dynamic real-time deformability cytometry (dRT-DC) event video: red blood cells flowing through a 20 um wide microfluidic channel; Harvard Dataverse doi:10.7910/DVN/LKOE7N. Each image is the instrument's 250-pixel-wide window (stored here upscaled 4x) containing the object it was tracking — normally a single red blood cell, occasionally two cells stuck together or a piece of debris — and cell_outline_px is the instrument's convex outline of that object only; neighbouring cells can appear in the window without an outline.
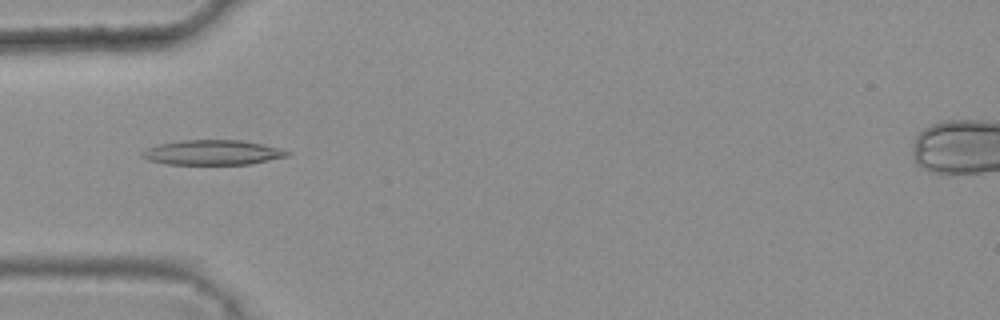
{"species": "common noctule bat (a hibernating species)", "species_latin": "Nyctalus noctula", "temperature_condition": "warm", "stored_images_in_passage": 33, "camera_frame_rate_fps": 3000, "um_per_image_px": 0.085, "animal": {"sex": "female", "body_mass_g": 25.1}, "frame": {"image": 1, "passage_image": 3, "time_ms": 0.667, "image_size_px": [1000, 320], "cell_outline_px": [[292, 152], [288, 156], [252, 164], [168, 164], [148, 160], [140, 156], [140, 152], [156, 144], [180, 140], [240, 140], [264, 144], [280, 148]], "centroid_in_image_um": [18.07, 12.96], "position_along_channel_um": 66.9, "area_um2": 21.21}}
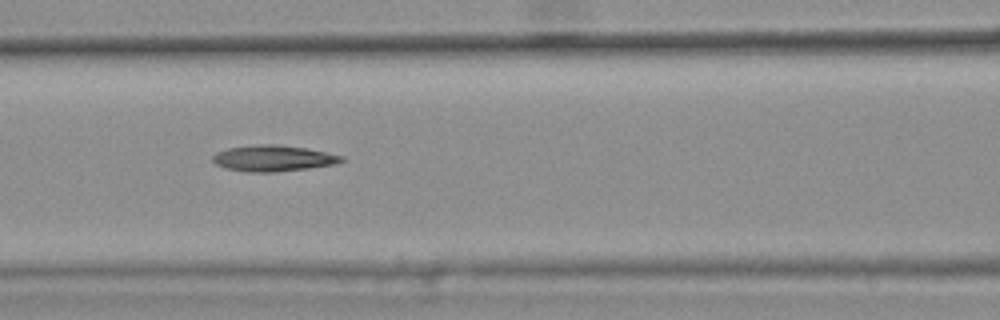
{"frame": {"image": 2, "passage_image": 9, "time_ms": 2.667, "image_size_px": [1000, 320], "cell_outline_px": [[348, 160], [336, 164], [308, 168], [276, 172], [248, 172], [224, 168], [216, 164], [212, 160], [212, 156], [216, 152], [228, 148], [260, 144], [276, 144], [304, 148], [344, 156]], "centroid_in_image_um": [23.23, 13.46], "position_along_channel_um": 143.4, "area_um2": 19.59}}
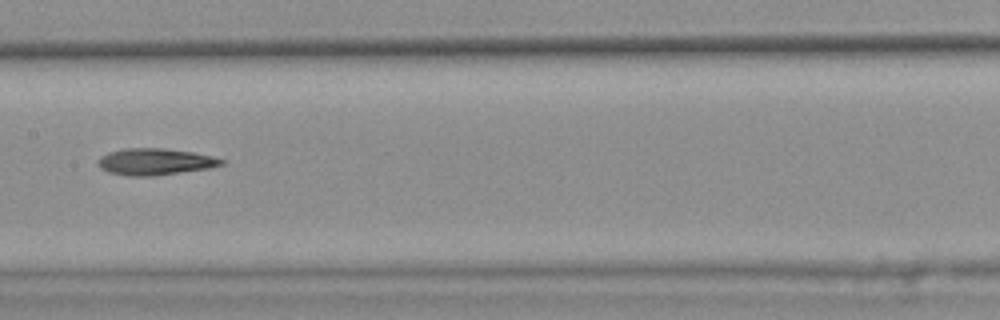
{"frame": {"image": 3, "passage_image": 13, "time_ms": 4.0, "image_size_px": [1000, 320], "cell_outline_px": [[228, 160], [224, 164], [212, 168], [156, 176], [128, 176], [108, 172], [100, 168], [100, 156], [108, 152], [124, 148], [164, 148], [192, 152], [212, 156]], "centroid_in_image_um": [13.24, 13.75], "position_along_channel_um": 194.2, "area_um2": 19.36}}